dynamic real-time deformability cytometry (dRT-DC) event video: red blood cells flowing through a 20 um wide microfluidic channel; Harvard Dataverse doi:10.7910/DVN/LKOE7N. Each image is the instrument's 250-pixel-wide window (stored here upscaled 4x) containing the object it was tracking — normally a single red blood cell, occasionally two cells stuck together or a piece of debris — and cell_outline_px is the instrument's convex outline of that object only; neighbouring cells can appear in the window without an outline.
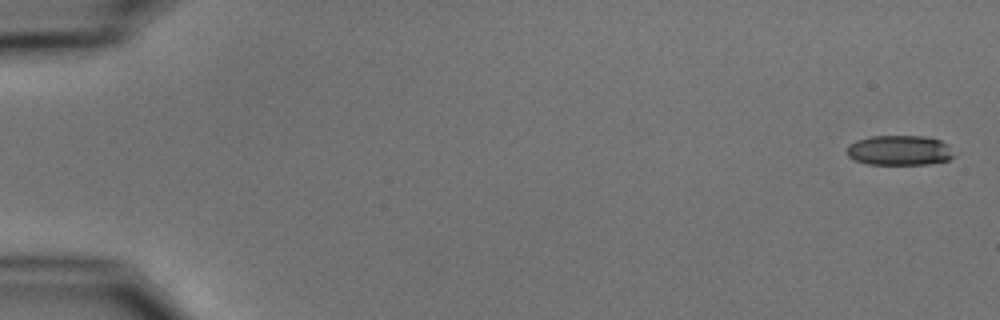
{"species": "common noctule bat (a hibernating species)", "species_latin": "Nyctalus noctula", "temperature_condition": "cold", "stored_images_in_passage": 7, "camera_frame_rate_fps": 3000, "um_per_image_px": 0.085, "animal": {"sex": "male", "body_mass_g": 15.6}, "frame": {"image": 1, "passage_image": 1, "time_ms": 0.0, "image_size_px": [1000, 320], "cell_outline_px": [[956, 156], [948, 160], [928, 164], [868, 164], [856, 160], [848, 156], [848, 144], [856, 140], [872, 136], [924, 136], [940, 140], [948, 144]], "centroid_in_image_um": [76.49, 12.77], "position_along_channel_um": 8.5, "area_um2": 18.73}}
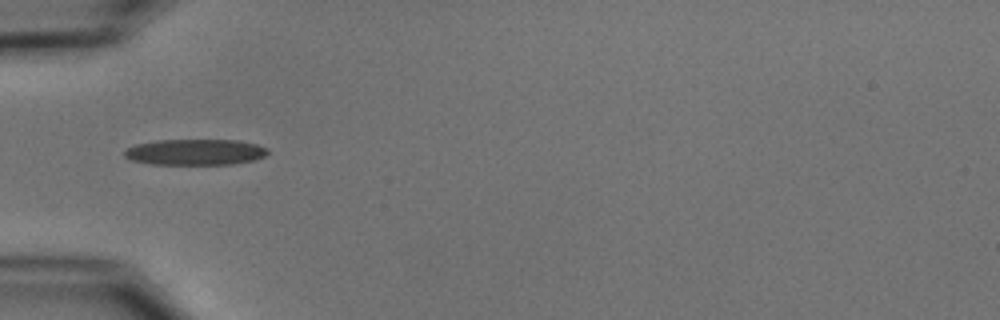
{"frame": {"image": 2, "passage_image": 5, "time_ms": 5.667, "image_size_px": [1000, 320], "cell_outline_px": [[268, 152], [264, 156], [256, 160], [232, 164], [148, 164], [132, 160], [124, 156], [124, 152], [128, 148], [136, 144], [156, 140], [236, 140], [256, 144], [268, 148]], "centroid_in_image_um": [16.6, 12.93], "position_along_channel_um": 68.4, "area_um2": 21.68}}